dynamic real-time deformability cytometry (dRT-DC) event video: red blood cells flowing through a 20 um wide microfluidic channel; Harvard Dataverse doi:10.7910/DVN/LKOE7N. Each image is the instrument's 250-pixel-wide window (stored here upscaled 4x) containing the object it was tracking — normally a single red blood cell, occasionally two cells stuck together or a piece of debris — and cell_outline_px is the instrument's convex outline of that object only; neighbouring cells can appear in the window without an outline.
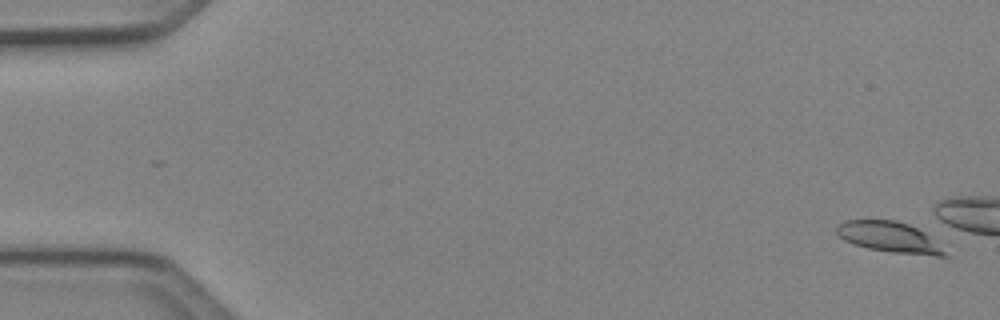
{"species": "Egyptian fruit bat (a non-hibernating species)", "species_latin": "Rousettus aegyptiacus", "temperature_condition": "cold", "stored_images_in_passage": 4, "camera_frame_rate_fps": 3000, "um_per_image_px": 0.085, "animal": {"sex": "female"}, "frame": {"image": 1, "passage_image": 1, "time_ms": 0.0, "image_size_px": [1000, 320], "cell_outline_px": [[952, 256], [936, 256], [892, 252], [868, 248], [844, 240], [836, 232], [836, 224], [844, 220], [896, 220], [908, 224], [924, 232]], "centroid_in_image_um": [75.59, 20.15], "position_along_channel_um": 9.4, "area_um2": 19.19}}